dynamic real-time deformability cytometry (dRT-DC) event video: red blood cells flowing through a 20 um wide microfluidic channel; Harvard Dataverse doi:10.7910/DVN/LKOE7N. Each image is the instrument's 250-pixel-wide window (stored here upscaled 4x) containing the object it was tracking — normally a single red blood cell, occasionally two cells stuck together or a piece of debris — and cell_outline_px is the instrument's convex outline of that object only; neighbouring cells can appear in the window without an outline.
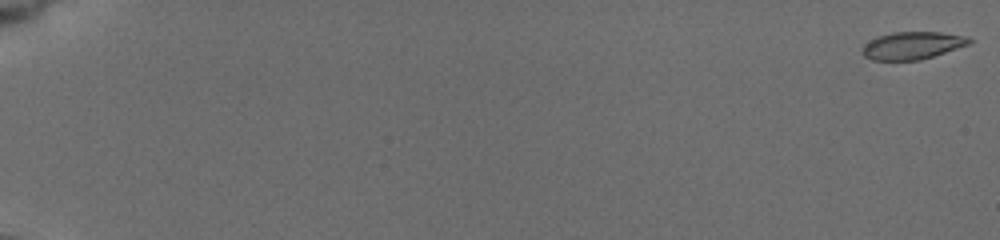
{"species": "common noctule bat (a hibernating species)", "species_latin": "Nyctalus noctula", "temperature_condition": "cold", "stored_images_in_passage": 57, "camera_frame_rate_fps": 3000, "um_per_image_px": 0.085, "animal": {"sex": "female", "body_mass_g": 19.5, "forearm_length_mm": 54.1}, "frame": {"image": 1, "passage_image": 1, "time_ms": 0.0, "image_size_px": [1000, 240], "cell_outline_px": [[972, 44], [920, 60], [872, 60], [864, 56], [864, 44], [876, 36], [892, 32], [940, 32], [968, 36], [972, 40]], "centroid_in_image_um": [77.6, 3.86], "position_along_channel_um": 7.4, "area_um2": 17.22}}
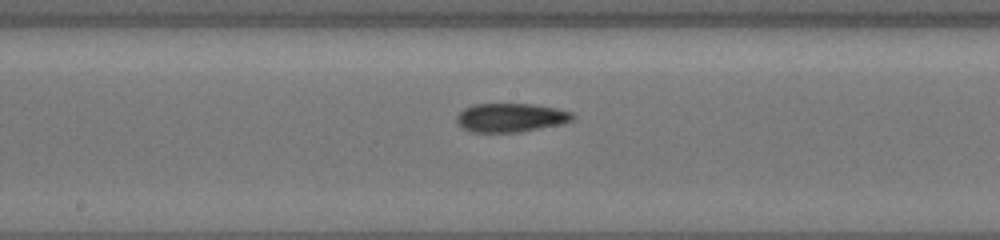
{"frame": {"image": 2, "passage_image": 33, "time_ms": 10.667, "image_size_px": [1000, 240], "cell_outline_px": [[576, 116], [572, 120], [560, 124], [520, 132], [472, 132], [464, 128], [456, 120], [456, 116], [464, 108], [472, 104], [536, 104], [556, 108], [572, 112]], "centroid_in_image_um": [43.43, 9.99], "position_along_channel_um": 204.8, "area_um2": 19.42}}
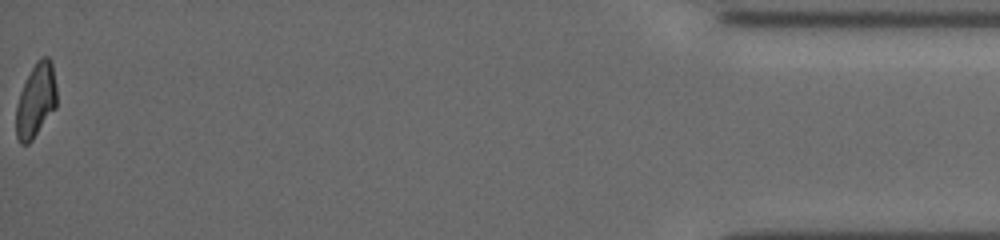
{"frame": {"image": 3, "passage_image": 57, "time_ms": 18.667, "image_size_px": [1000, 240], "cell_outline_px": [[56, 108], [32, 140], [28, 144], [20, 144], [16, 136], [16, 104], [20, 92], [36, 60], [40, 56], [48, 56], [52, 60], [56, 88]], "centroid_in_image_um": [3.05, 8.53], "position_along_channel_um": 432.1, "area_um2": 17.63}, "authors_computed_cell_mechanics": {"area_um2": 18.207, "velocity_mm_per_s": 3.8357, "shape_relaxation_time_tau1_ms": null, "shape_relaxation_time_tau2_ms": 7.2282, "deformation_change_tau1": null, "deformation_change_tau2": 0.1285}}